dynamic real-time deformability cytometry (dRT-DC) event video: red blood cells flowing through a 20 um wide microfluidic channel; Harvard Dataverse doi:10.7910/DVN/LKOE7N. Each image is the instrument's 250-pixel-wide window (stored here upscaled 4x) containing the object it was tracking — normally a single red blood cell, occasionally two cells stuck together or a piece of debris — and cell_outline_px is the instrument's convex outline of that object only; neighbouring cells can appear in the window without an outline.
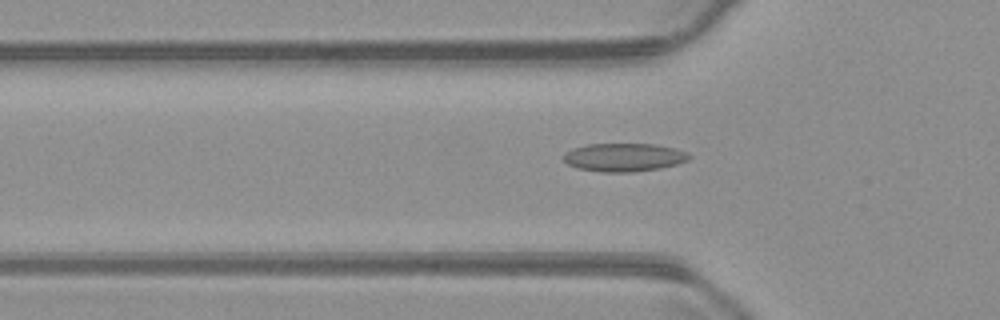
{"species": "common noctule bat (a hibernating species)", "species_latin": "Nyctalus noctula", "temperature_condition": "warm", "stored_images_in_passage": 55, "camera_frame_rate_fps": 3000, "um_per_image_px": 0.085, "animal": {"sex": "male", "body_mass_g": 23.1, "forearm_length_mm": 52.7}, "frame": {"image": 1, "passage_image": 18, "time_ms": 5.667, "image_size_px": [1000, 320], "cell_outline_px": [[692, 156], [688, 160], [676, 164], [660, 168], [632, 172], [600, 172], [576, 168], [568, 164], [564, 160], [564, 152], [572, 148], [588, 144], [656, 144], [676, 148], [688, 152]], "centroid_in_image_um": [53.04, 13.37], "position_along_channel_um": 72.8, "area_um2": 20.87}}
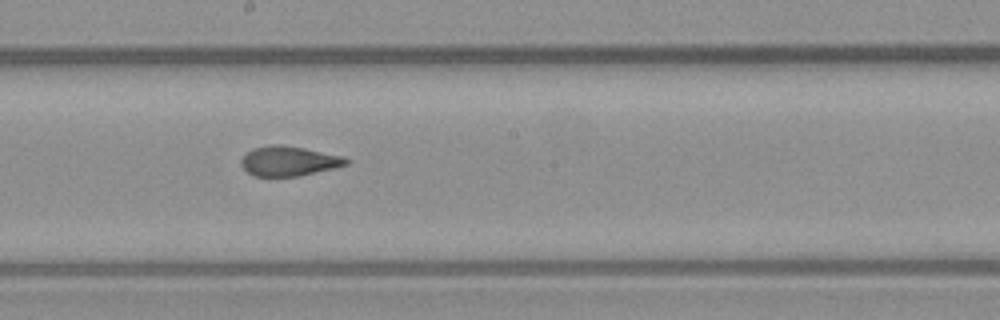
{"frame": {"image": 2, "passage_image": 30, "time_ms": 9.667, "image_size_px": [1000, 320], "cell_outline_px": [[348, 164], [332, 168], [296, 176], [252, 176], [240, 164], [240, 160], [252, 148], [272, 144], [280, 144], [304, 148], [344, 156], [348, 160]], "centroid_in_image_um": [24.51, 13.68], "position_along_channel_um": 223.7, "area_um2": 18.03}}
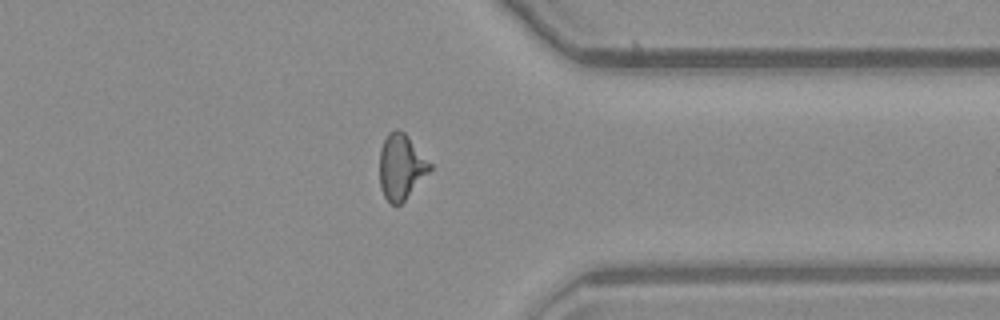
{"frame": {"image": 3, "passage_image": 43, "time_ms": 14.0, "image_size_px": [1000, 320], "cell_outline_px": [[432, 168], [404, 200], [400, 204], [392, 204], [384, 196], [380, 188], [380, 148], [388, 132], [396, 128], [404, 132], [408, 136], [432, 164]], "centroid_in_image_um": [34.08, 14.14], "position_along_channel_um": 377.3, "area_um2": 18.96}, "authors_computed_cell_mechanics": {"area_um2": 19.074, "velocity_mm_per_s": 3.7368, "shape_relaxation_time_tau1_ms": null, "shape_relaxation_time_tau2_ms": 1.6709, "deformation_change_tau1": null, "deformation_change_tau2": 0.0781}}